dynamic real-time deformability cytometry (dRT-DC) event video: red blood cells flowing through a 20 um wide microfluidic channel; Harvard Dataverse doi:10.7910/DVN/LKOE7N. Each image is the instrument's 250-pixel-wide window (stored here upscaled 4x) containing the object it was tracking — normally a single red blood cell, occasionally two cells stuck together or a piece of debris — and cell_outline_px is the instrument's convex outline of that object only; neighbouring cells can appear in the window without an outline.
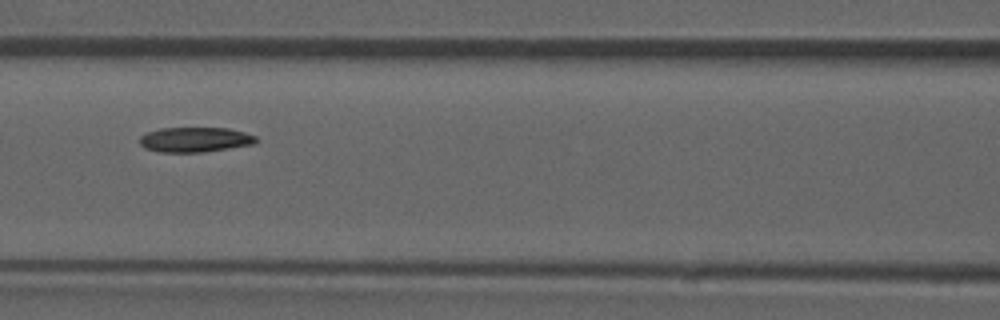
{"species": "common noctule bat (a hibernating species)", "species_latin": "Nyctalus noctula", "temperature_condition": "room temperature", "stored_images_in_passage": 42, "camera_frame_rate_fps": 3000, "um_per_image_px": 0.085, "animal": {"sex": "male", "forearm_length_mm": 52.5}, "frame": {"image": 1, "passage_image": 13, "time_ms": 4.0, "image_size_px": [1000, 320], "cell_outline_px": [[260, 140], [252, 144], [204, 152], [160, 152], [144, 148], [140, 144], [140, 136], [148, 132], [160, 128], [228, 128], [244, 132], [256, 136]], "centroid_in_image_um": [16.57, 11.87], "position_along_channel_um": 150.0, "area_um2": 16.88}, "authors_computed_cell_mechanics": {"area_um2": 17.3978, "velocity_mm_per_s": 3.8724, "shape_relaxation_time_tau1_ms": null, "shape_relaxation_time_tau2_ms": 10.5583, "deformation_change_tau1": null, "deformation_change_tau2": 0.1448}}